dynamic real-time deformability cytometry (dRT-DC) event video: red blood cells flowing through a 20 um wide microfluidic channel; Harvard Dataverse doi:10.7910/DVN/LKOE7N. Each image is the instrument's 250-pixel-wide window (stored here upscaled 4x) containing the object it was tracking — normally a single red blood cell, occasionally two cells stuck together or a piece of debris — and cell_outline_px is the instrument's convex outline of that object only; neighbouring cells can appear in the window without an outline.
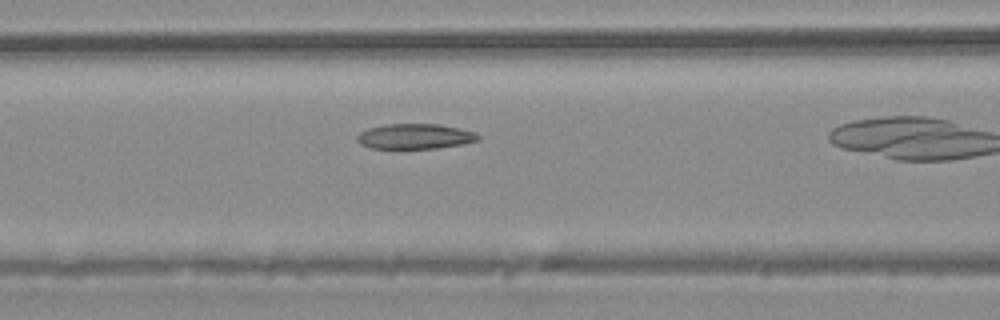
{"species": "common noctule bat (a hibernating species)", "species_latin": "Nyctalus noctula", "temperature_condition": "warm", "stored_images_in_passage": 31, "camera_frame_rate_fps": 3000, "um_per_image_px": 0.085, "animal": {"sex": "male", "body_mass_g": 20.4}, "frame": {"image": 1, "passage_image": 14, "time_ms": 4.333, "image_size_px": [1000, 320], "cell_outline_px": [[480, 140], [464, 144], [436, 148], [372, 148], [360, 144], [356, 140], [356, 136], [360, 132], [368, 128], [384, 124], [440, 124], [460, 128], [476, 132], [480, 136]], "centroid_in_image_um": [35.3, 11.58], "position_along_channel_um": 131.3, "area_um2": 17.92}}